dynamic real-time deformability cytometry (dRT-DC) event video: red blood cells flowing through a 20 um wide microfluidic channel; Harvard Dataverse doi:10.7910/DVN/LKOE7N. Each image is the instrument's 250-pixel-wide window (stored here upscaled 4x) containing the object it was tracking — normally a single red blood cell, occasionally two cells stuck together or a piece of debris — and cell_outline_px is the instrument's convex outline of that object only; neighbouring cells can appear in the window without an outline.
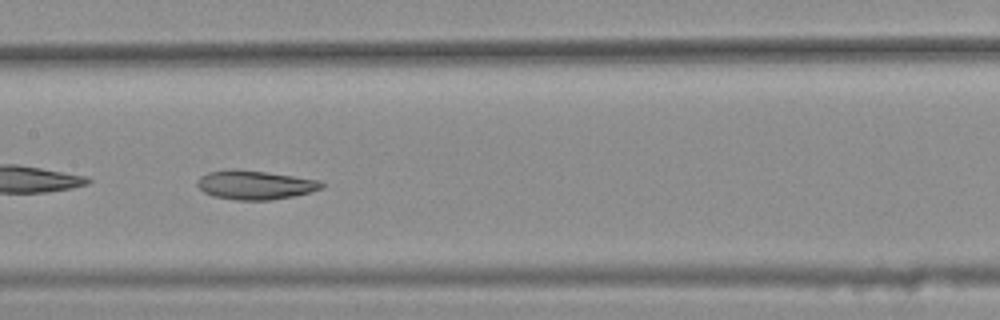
{"species": "common noctule bat (a hibernating species)", "species_latin": "Nyctalus noctula", "temperature_condition": "warm", "stored_images_in_passage": 44, "camera_frame_rate_fps": 3000, "um_per_image_px": 0.085, "animal": {"sex": "female", "body_mass_g": 25.1}, "frame": {"image": 1, "passage_image": 26, "time_ms": 8.333, "image_size_px": [1000, 320], "cell_outline_px": [[324, 188], [296, 196], [272, 200], [240, 200], [212, 196], [204, 192], [196, 184], [196, 180], [200, 176], [208, 172], [232, 168], [264, 172], [320, 180], [324, 184]], "centroid_in_image_um": [21.67, 15.72], "position_along_channel_um": 185.7, "area_um2": 21.1}, "authors_computed_cell_mechanics": {"area_um2": 21.5594, "velocity_mm_per_s": 3.8266, "shape_relaxation_time_tau1_ms": null, "shape_relaxation_time_tau2_ms": 3.7053, "deformation_change_tau1": null, "deformation_change_tau2": 0.1001}}